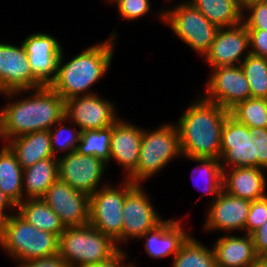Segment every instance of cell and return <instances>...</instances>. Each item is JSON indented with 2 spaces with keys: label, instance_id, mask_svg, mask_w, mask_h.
Returning a JSON list of instances; mask_svg holds the SVG:
<instances>
[{
  "label": "cell",
  "instance_id": "6da1fadb",
  "mask_svg": "<svg viewBox=\"0 0 267 267\" xmlns=\"http://www.w3.org/2000/svg\"><path fill=\"white\" fill-rule=\"evenodd\" d=\"M65 117V101L50 86L0 109V138L11 140L31 132L50 130Z\"/></svg>",
  "mask_w": 267,
  "mask_h": 267
},
{
  "label": "cell",
  "instance_id": "7a4b0ae2",
  "mask_svg": "<svg viewBox=\"0 0 267 267\" xmlns=\"http://www.w3.org/2000/svg\"><path fill=\"white\" fill-rule=\"evenodd\" d=\"M228 115V110L204 97L193 101L176 124L182 156L220 159L222 130Z\"/></svg>",
  "mask_w": 267,
  "mask_h": 267
},
{
  "label": "cell",
  "instance_id": "3957f363",
  "mask_svg": "<svg viewBox=\"0 0 267 267\" xmlns=\"http://www.w3.org/2000/svg\"><path fill=\"white\" fill-rule=\"evenodd\" d=\"M117 35L112 33L108 41L87 48L64 64L62 63L63 52H61L57 76L50 87L64 101L76 96L94 94L87 91L100 78H103L102 76L110 68Z\"/></svg>",
  "mask_w": 267,
  "mask_h": 267
},
{
  "label": "cell",
  "instance_id": "277c9868",
  "mask_svg": "<svg viewBox=\"0 0 267 267\" xmlns=\"http://www.w3.org/2000/svg\"><path fill=\"white\" fill-rule=\"evenodd\" d=\"M120 249L92 225L66 227L60 234L59 255L69 267H85L110 259Z\"/></svg>",
  "mask_w": 267,
  "mask_h": 267
},
{
  "label": "cell",
  "instance_id": "5b68a950",
  "mask_svg": "<svg viewBox=\"0 0 267 267\" xmlns=\"http://www.w3.org/2000/svg\"><path fill=\"white\" fill-rule=\"evenodd\" d=\"M59 241V235L38 229L16 212L14 215L9 214L0 247L21 263L58 254Z\"/></svg>",
  "mask_w": 267,
  "mask_h": 267
},
{
  "label": "cell",
  "instance_id": "8992f818",
  "mask_svg": "<svg viewBox=\"0 0 267 267\" xmlns=\"http://www.w3.org/2000/svg\"><path fill=\"white\" fill-rule=\"evenodd\" d=\"M177 156L182 153L176 124H163L151 132L143 129L137 168L127 179L135 184L145 182Z\"/></svg>",
  "mask_w": 267,
  "mask_h": 267
},
{
  "label": "cell",
  "instance_id": "52a82bcc",
  "mask_svg": "<svg viewBox=\"0 0 267 267\" xmlns=\"http://www.w3.org/2000/svg\"><path fill=\"white\" fill-rule=\"evenodd\" d=\"M158 15L172 31L194 51L205 56L220 29L211 23L192 3L185 1Z\"/></svg>",
  "mask_w": 267,
  "mask_h": 267
},
{
  "label": "cell",
  "instance_id": "ba28073f",
  "mask_svg": "<svg viewBox=\"0 0 267 267\" xmlns=\"http://www.w3.org/2000/svg\"><path fill=\"white\" fill-rule=\"evenodd\" d=\"M135 185L126 178L120 189L107 184L90 195L89 224L110 236L119 249H121L119 243L122 242V211L125 196Z\"/></svg>",
  "mask_w": 267,
  "mask_h": 267
},
{
  "label": "cell",
  "instance_id": "9c48e42d",
  "mask_svg": "<svg viewBox=\"0 0 267 267\" xmlns=\"http://www.w3.org/2000/svg\"><path fill=\"white\" fill-rule=\"evenodd\" d=\"M40 87L43 86L32 75L23 45L0 43V94L9 100Z\"/></svg>",
  "mask_w": 267,
  "mask_h": 267
},
{
  "label": "cell",
  "instance_id": "30bf717a",
  "mask_svg": "<svg viewBox=\"0 0 267 267\" xmlns=\"http://www.w3.org/2000/svg\"><path fill=\"white\" fill-rule=\"evenodd\" d=\"M41 199L57 213L65 227L89 224L90 196L75 190L59 178Z\"/></svg>",
  "mask_w": 267,
  "mask_h": 267
},
{
  "label": "cell",
  "instance_id": "8fae6325",
  "mask_svg": "<svg viewBox=\"0 0 267 267\" xmlns=\"http://www.w3.org/2000/svg\"><path fill=\"white\" fill-rule=\"evenodd\" d=\"M212 69L205 99L229 111L239 102L251 98L249 83L240 65Z\"/></svg>",
  "mask_w": 267,
  "mask_h": 267
},
{
  "label": "cell",
  "instance_id": "7c38bea8",
  "mask_svg": "<svg viewBox=\"0 0 267 267\" xmlns=\"http://www.w3.org/2000/svg\"><path fill=\"white\" fill-rule=\"evenodd\" d=\"M58 178L69 184L75 190L89 196L98 189L107 163L89 155H82L76 151L58 157Z\"/></svg>",
  "mask_w": 267,
  "mask_h": 267
},
{
  "label": "cell",
  "instance_id": "4fadbf2b",
  "mask_svg": "<svg viewBox=\"0 0 267 267\" xmlns=\"http://www.w3.org/2000/svg\"><path fill=\"white\" fill-rule=\"evenodd\" d=\"M114 104L96 94L76 96L65 101V117L77 124L79 130H98L110 127L119 117Z\"/></svg>",
  "mask_w": 267,
  "mask_h": 267
},
{
  "label": "cell",
  "instance_id": "5bb4252c",
  "mask_svg": "<svg viewBox=\"0 0 267 267\" xmlns=\"http://www.w3.org/2000/svg\"><path fill=\"white\" fill-rule=\"evenodd\" d=\"M21 44L34 78L42 86H50L57 76L58 62L63 51L59 41L46 33H34Z\"/></svg>",
  "mask_w": 267,
  "mask_h": 267
},
{
  "label": "cell",
  "instance_id": "9a60e30c",
  "mask_svg": "<svg viewBox=\"0 0 267 267\" xmlns=\"http://www.w3.org/2000/svg\"><path fill=\"white\" fill-rule=\"evenodd\" d=\"M251 137L248 126L239 123L230 115L227 116L220 145L222 169L227 166L228 168L257 167L255 144Z\"/></svg>",
  "mask_w": 267,
  "mask_h": 267
},
{
  "label": "cell",
  "instance_id": "2e32d148",
  "mask_svg": "<svg viewBox=\"0 0 267 267\" xmlns=\"http://www.w3.org/2000/svg\"><path fill=\"white\" fill-rule=\"evenodd\" d=\"M122 241L129 238L139 239L147 232L156 228L164 220L158 215L149 197L136 184L125 196L123 206Z\"/></svg>",
  "mask_w": 267,
  "mask_h": 267
},
{
  "label": "cell",
  "instance_id": "e0dca14e",
  "mask_svg": "<svg viewBox=\"0 0 267 267\" xmlns=\"http://www.w3.org/2000/svg\"><path fill=\"white\" fill-rule=\"evenodd\" d=\"M249 47V34L243 23L220 28L204 58L212 68L236 66L242 63L243 59L240 57L246 53V49L249 51Z\"/></svg>",
  "mask_w": 267,
  "mask_h": 267
},
{
  "label": "cell",
  "instance_id": "ac0fdd59",
  "mask_svg": "<svg viewBox=\"0 0 267 267\" xmlns=\"http://www.w3.org/2000/svg\"><path fill=\"white\" fill-rule=\"evenodd\" d=\"M251 201L233 196L222 190L218 197L210 204L207 219L204 224L206 230L221 231L242 230L249 213Z\"/></svg>",
  "mask_w": 267,
  "mask_h": 267
},
{
  "label": "cell",
  "instance_id": "d6986e66",
  "mask_svg": "<svg viewBox=\"0 0 267 267\" xmlns=\"http://www.w3.org/2000/svg\"><path fill=\"white\" fill-rule=\"evenodd\" d=\"M120 118L112 125L110 160L117 161L129 177L137 168L142 141V130Z\"/></svg>",
  "mask_w": 267,
  "mask_h": 267
},
{
  "label": "cell",
  "instance_id": "ffe728a7",
  "mask_svg": "<svg viewBox=\"0 0 267 267\" xmlns=\"http://www.w3.org/2000/svg\"><path fill=\"white\" fill-rule=\"evenodd\" d=\"M231 169V171L223 169L222 185L226 193L249 201L267 196L264 193L267 184L265 170L257 167Z\"/></svg>",
  "mask_w": 267,
  "mask_h": 267
},
{
  "label": "cell",
  "instance_id": "44dd1931",
  "mask_svg": "<svg viewBox=\"0 0 267 267\" xmlns=\"http://www.w3.org/2000/svg\"><path fill=\"white\" fill-rule=\"evenodd\" d=\"M190 235L182 228L180 220H164L156 228L147 231L140 239H146L145 250L152 258L174 257Z\"/></svg>",
  "mask_w": 267,
  "mask_h": 267
},
{
  "label": "cell",
  "instance_id": "7402d4cb",
  "mask_svg": "<svg viewBox=\"0 0 267 267\" xmlns=\"http://www.w3.org/2000/svg\"><path fill=\"white\" fill-rule=\"evenodd\" d=\"M213 250L217 267H249L259 258L249 234L222 236L214 243Z\"/></svg>",
  "mask_w": 267,
  "mask_h": 267
},
{
  "label": "cell",
  "instance_id": "603a6c76",
  "mask_svg": "<svg viewBox=\"0 0 267 267\" xmlns=\"http://www.w3.org/2000/svg\"><path fill=\"white\" fill-rule=\"evenodd\" d=\"M6 145L15 154L22 169H26L40 160L54 157L49 130L31 132L13 138L8 140Z\"/></svg>",
  "mask_w": 267,
  "mask_h": 267
},
{
  "label": "cell",
  "instance_id": "cb8c5ba5",
  "mask_svg": "<svg viewBox=\"0 0 267 267\" xmlns=\"http://www.w3.org/2000/svg\"><path fill=\"white\" fill-rule=\"evenodd\" d=\"M23 175L24 197L26 195L27 199L42 198L47 189L58 179V159L51 157L40 160L23 169Z\"/></svg>",
  "mask_w": 267,
  "mask_h": 267
},
{
  "label": "cell",
  "instance_id": "d4e9b609",
  "mask_svg": "<svg viewBox=\"0 0 267 267\" xmlns=\"http://www.w3.org/2000/svg\"><path fill=\"white\" fill-rule=\"evenodd\" d=\"M23 169L15 154L4 144L0 149V189L17 206L24 200Z\"/></svg>",
  "mask_w": 267,
  "mask_h": 267
},
{
  "label": "cell",
  "instance_id": "484cf974",
  "mask_svg": "<svg viewBox=\"0 0 267 267\" xmlns=\"http://www.w3.org/2000/svg\"><path fill=\"white\" fill-rule=\"evenodd\" d=\"M189 2L219 28L233 27L242 23L243 7L239 0H191Z\"/></svg>",
  "mask_w": 267,
  "mask_h": 267
},
{
  "label": "cell",
  "instance_id": "4316f807",
  "mask_svg": "<svg viewBox=\"0 0 267 267\" xmlns=\"http://www.w3.org/2000/svg\"><path fill=\"white\" fill-rule=\"evenodd\" d=\"M17 213L28 223L40 230L59 235L65 230L57 213L41 198L24 199L16 206Z\"/></svg>",
  "mask_w": 267,
  "mask_h": 267
},
{
  "label": "cell",
  "instance_id": "83f0119b",
  "mask_svg": "<svg viewBox=\"0 0 267 267\" xmlns=\"http://www.w3.org/2000/svg\"><path fill=\"white\" fill-rule=\"evenodd\" d=\"M173 267H217L212 249L189 236L173 258Z\"/></svg>",
  "mask_w": 267,
  "mask_h": 267
},
{
  "label": "cell",
  "instance_id": "f1b7e54d",
  "mask_svg": "<svg viewBox=\"0 0 267 267\" xmlns=\"http://www.w3.org/2000/svg\"><path fill=\"white\" fill-rule=\"evenodd\" d=\"M111 134L112 125L104 129L82 131L76 152L95 156L108 164L110 162Z\"/></svg>",
  "mask_w": 267,
  "mask_h": 267
},
{
  "label": "cell",
  "instance_id": "f546056e",
  "mask_svg": "<svg viewBox=\"0 0 267 267\" xmlns=\"http://www.w3.org/2000/svg\"><path fill=\"white\" fill-rule=\"evenodd\" d=\"M243 58L240 66L248 80L251 97L267 99V58L250 54V51Z\"/></svg>",
  "mask_w": 267,
  "mask_h": 267
},
{
  "label": "cell",
  "instance_id": "4dcf8cb0",
  "mask_svg": "<svg viewBox=\"0 0 267 267\" xmlns=\"http://www.w3.org/2000/svg\"><path fill=\"white\" fill-rule=\"evenodd\" d=\"M229 115L248 127L267 128V99L249 98L229 110Z\"/></svg>",
  "mask_w": 267,
  "mask_h": 267
},
{
  "label": "cell",
  "instance_id": "1f68e13d",
  "mask_svg": "<svg viewBox=\"0 0 267 267\" xmlns=\"http://www.w3.org/2000/svg\"><path fill=\"white\" fill-rule=\"evenodd\" d=\"M189 159L196 161L198 163H201L200 164L201 166L198 165V167H196V168H199V170H200V171H198L199 176H202L203 179H205L204 181H206L205 185L203 186V188L201 187V189H204V191H205L204 194H210V195L214 196V199H213V201H214L218 197L219 193L223 190V185H222L223 169L221 166L220 159L205 158V157H201V158L189 157ZM196 168H195V170H196ZM196 171H195V173H196ZM195 178H196V176H195Z\"/></svg>",
  "mask_w": 267,
  "mask_h": 267
},
{
  "label": "cell",
  "instance_id": "d6a6232c",
  "mask_svg": "<svg viewBox=\"0 0 267 267\" xmlns=\"http://www.w3.org/2000/svg\"><path fill=\"white\" fill-rule=\"evenodd\" d=\"M66 120L69 121L66 117H64L63 119L57 122V125L56 124L54 125L57 128L53 126L52 127L53 129L51 128L49 130L51 148L55 158H58L56 153H58L59 151L61 153L66 151L67 154L76 151L77 145L80 141L81 131L78 130L76 132L73 129L71 130L70 127L67 126L65 127V125L62 124V122ZM54 128L56 129L55 131Z\"/></svg>",
  "mask_w": 267,
  "mask_h": 267
},
{
  "label": "cell",
  "instance_id": "836d02e7",
  "mask_svg": "<svg viewBox=\"0 0 267 267\" xmlns=\"http://www.w3.org/2000/svg\"><path fill=\"white\" fill-rule=\"evenodd\" d=\"M246 10L250 15L243 14L242 23L247 30H267V0L250 2L243 6V13Z\"/></svg>",
  "mask_w": 267,
  "mask_h": 267
},
{
  "label": "cell",
  "instance_id": "e575fe53",
  "mask_svg": "<svg viewBox=\"0 0 267 267\" xmlns=\"http://www.w3.org/2000/svg\"><path fill=\"white\" fill-rule=\"evenodd\" d=\"M267 221V196L251 201L245 223V234L251 235Z\"/></svg>",
  "mask_w": 267,
  "mask_h": 267
},
{
  "label": "cell",
  "instance_id": "d590c367",
  "mask_svg": "<svg viewBox=\"0 0 267 267\" xmlns=\"http://www.w3.org/2000/svg\"><path fill=\"white\" fill-rule=\"evenodd\" d=\"M111 1L117 3L120 16L128 20H134L146 15L151 7V1L149 0H110V2Z\"/></svg>",
  "mask_w": 267,
  "mask_h": 267
},
{
  "label": "cell",
  "instance_id": "8d00e7d4",
  "mask_svg": "<svg viewBox=\"0 0 267 267\" xmlns=\"http://www.w3.org/2000/svg\"><path fill=\"white\" fill-rule=\"evenodd\" d=\"M249 130L252 136L251 139L255 144L257 168L267 170V128L249 127Z\"/></svg>",
  "mask_w": 267,
  "mask_h": 267
},
{
  "label": "cell",
  "instance_id": "74e56055",
  "mask_svg": "<svg viewBox=\"0 0 267 267\" xmlns=\"http://www.w3.org/2000/svg\"><path fill=\"white\" fill-rule=\"evenodd\" d=\"M250 54L267 58V30H247Z\"/></svg>",
  "mask_w": 267,
  "mask_h": 267
},
{
  "label": "cell",
  "instance_id": "f35d334b",
  "mask_svg": "<svg viewBox=\"0 0 267 267\" xmlns=\"http://www.w3.org/2000/svg\"><path fill=\"white\" fill-rule=\"evenodd\" d=\"M19 267H69L67 262L58 254L30 259L18 264Z\"/></svg>",
  "mask_w": 267,
  "mask_h": 267
},
{
  "label": "cell",
  "instance_id": "ab89813d",
  "mask_svg": "<svg viewBox=\"0 0 267 267\" xmlns=\"http://www.w3.org/2000/svg\"><path fill=\"white\" fill-rule=\"evenodd\" d=\"M259 257H267V221L251 234Z\"/></svg>",
  "mask_w": 267,
  "mask_h": 267
},
{
  "label": "cell",
  "instance_id": "60d3db41",
  "mask_svg": "<svg viewBox=\"0 0 267 267\" xmlns=\"http://www.w3.org/2000/svg\"><path fill=\"white\" fill-rule=\"evenodd\" d=\"M128 255L124 252V250L120 249L115 255H113L110 259L93 264L85 267H132V264H125L124 261ZM123 262V263H122ZM126 266H125V265Z\"/></svg>",
  "mask_w": 267,
  "mask_h": 267
},
{
  "label": "cell",
  "instance_id": "b9f144b4",
  "mask_svg": "<svg viewBox=\"0 0 267 267\" xmlns=\"http://www.w3.org/2000/svg\"><path fill=\"white\" fill-rule=\"evenodd\" d=\"M6 211L0 210V244L2 243L5 232H6V225H7V220L9 217V213H5Z\"/></svg>",
  "mask_w": 267,
  "mask_h": 267
},
{
  "label": "cell",
  "instance_id": "7bdbcfd3",
  "mask_svg": "<svg viewBox=\"0 0 267 267\" xmlns=\"http://www.w3.org/2000/svg\"><path fill=\"white\" fill-rule=\"evenodd\" d=\"M11 208L16 210V206L10 201V199L0 189V210Z\"/></svg>",
  "mask_w": 267,
  "mask_h": 267
},
{
  "label": "cell",
  "instance_id": "ee69618b",
  "mask_svg": "<svg viewBox=\"0 0 267 267\" xmlns=\"http://www.w3.org/2000/svg\"><path fill=\"white\" fill-rule=\"evenodd\" d=\"M249 267H267V257H259L252 265Z\"/></svg>",
  "mask_w": 267,
  "mask_h": 267
},
{
  "label": "cell",
  "instance_id": "f6af8a7d",
  "mask_svg": "<svg viewBox=\"0 0 267 267\" xmlns=\"http://www.w3.org/2000/svg\"><path fill=\"white\" fill-rule=\"evenodd\" d=\"M253 1H257V0H239L242 7Z\"/></svg>",
  "mask_w": 267,
  "mask_h": 267
}]
</instances>
